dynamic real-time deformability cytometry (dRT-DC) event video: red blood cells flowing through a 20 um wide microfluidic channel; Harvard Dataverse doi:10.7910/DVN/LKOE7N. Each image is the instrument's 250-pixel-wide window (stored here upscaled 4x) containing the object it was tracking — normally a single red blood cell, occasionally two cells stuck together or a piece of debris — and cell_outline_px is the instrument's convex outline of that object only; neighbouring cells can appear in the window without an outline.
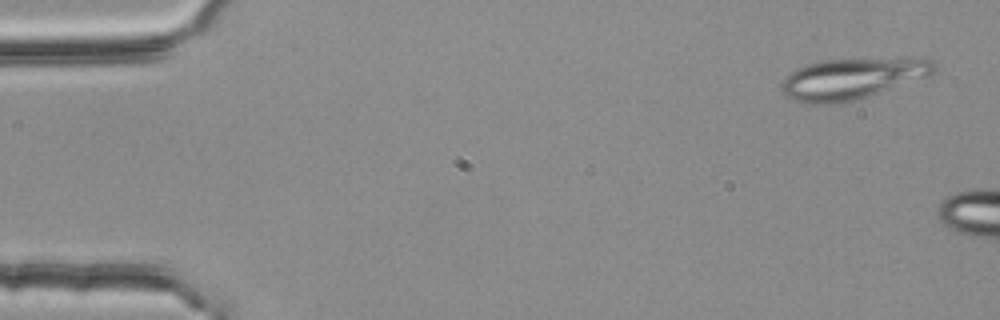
{"species": "common noctule bat (a hibernating species)", "species_latin": "Nyctalus noctula", "temperature_condition": "room temperature", "stored_images_in_passage": 4, "camera_frame_rate_fps": 3000, "um_per_image_px": 0.085, "animal": {"sex": "female", "body_mass_g": 25.1}, "frame": {"image": 1, "passage_image": 1, "time_ms": 0.0, "image_size_px": [1000, 320], "cell_outline_px": [[936, 72], [928, 76], [856, 100], [840, 104], [804, 104], [792, 100], [784, 96], [780, 88], [780, 84], [796, 68], [824, 60], [932, 60], [936, 64]], "centroid_in_image_um": [72.33, 6.74], "position_along_channel_um": 12.7, "area_um2": 35.72}}